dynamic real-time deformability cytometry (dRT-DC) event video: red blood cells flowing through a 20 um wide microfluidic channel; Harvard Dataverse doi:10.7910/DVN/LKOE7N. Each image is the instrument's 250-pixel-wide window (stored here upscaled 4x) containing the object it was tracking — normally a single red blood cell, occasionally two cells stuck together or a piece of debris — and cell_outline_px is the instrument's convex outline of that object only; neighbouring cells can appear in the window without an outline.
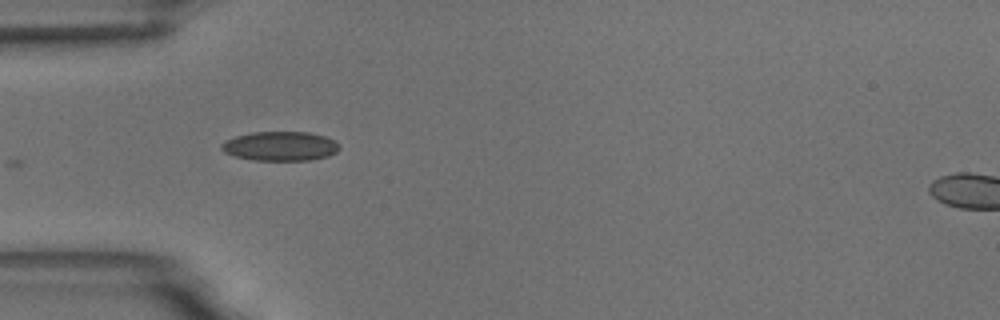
{"species": "common noctule bat (a hibernating species)", "species_latin": "Nyctalus noctula", "temperature_condition": "room temperature", "stored_images_in_passage": 5, "camera_frame_rate_fps": 3000, "um_per_image_px": 0.085, "animal": {"sex": "male", "body_mass_g": 18.8}, "frame": {"image": 1, "passage_image": 1, "time_ms": 0.0, "image_size_px": [1000, 320], "cell_outline_px": [[340, 148], [336, 152], [328, 156], [312, 160], [252, 160], [236, 156], [224, 152], [220, 148], [220, 144], [236, 136], [252, 132], [308, 132], [324, 136], [340, 144]], "centroid_in_image_um": [23.83, 12.42], "position_along_channel_um": 61.2, "area_um2": 20.06}}